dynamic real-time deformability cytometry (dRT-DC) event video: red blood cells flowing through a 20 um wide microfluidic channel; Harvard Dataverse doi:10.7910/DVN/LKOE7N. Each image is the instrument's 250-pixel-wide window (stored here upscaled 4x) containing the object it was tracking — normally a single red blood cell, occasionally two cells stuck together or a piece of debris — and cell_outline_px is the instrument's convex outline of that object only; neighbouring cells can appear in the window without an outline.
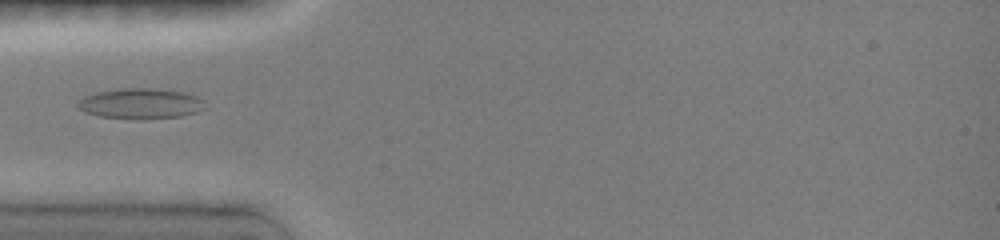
{"species": "common noctule bat (a hibernating species)", "species_latin": "Nyctalus noctula", "temperature_condition": "room temperature", "stored_images_in_passage": 9, "camera_frame_rate_fps": 3000, "um_per_image_px": 0.085, "animal": {"sex": "female", "body_mass_g": 19.0, "forearm_length_mm": 51.5}, "frame": {"image": 1, "passage_image": 1, "time_ms": 0.0, "image_size_px": [1000, 240], "cell_outline_px": [[208, 108], [196, 112], [180, 116], [96, 116], [84, 112], [76, 108], [76, 104], [84, 96], [96, 92], [128, 88], [148, 88], [180, 92], [196, 96], [204, 100]], "centroid_in_image_um": [11.94, 8.76], "position_along_channel_um": 73.1, "area_um2": 21.56}}
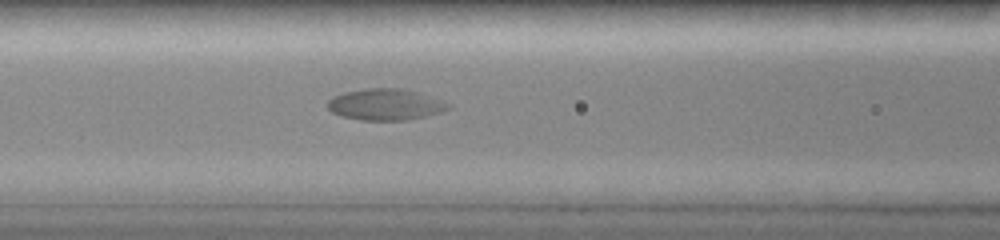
{"frame": {"image": 2, "passage_image": 4, "time_ms": 1.667, "image_size_px": [1000, 240], "cell_outline_px": [[452, 108], [440, 112], [408, 120], [360, 120], [340, 116], [332, 112], [328, 108], [328, 100], [336, 96], [348, 92], [372, 88], [404, 88], [452, 104]], "centroid_in_image_um": [32.78, 8.89], "position_along_channel_um": 133.8, "area_um2": 21.73}}
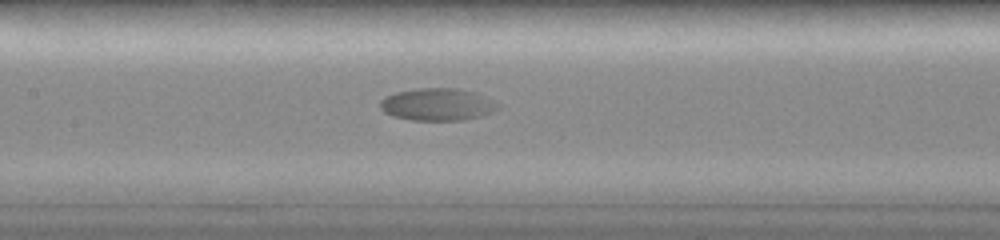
{"frame": {"image": 3, "passage_image": 6, "time_ms": 2.667, "image_size_px": [1000, 240], "cell_outline_px": [[500, 108], [484, 116], [464, 120], [412, 120], [392, 116], [384, 112], [380, 108], [380, 100], [396, 92], [420, 88], [456, 88], [472, 92], [492, 100], [500, 104]], "centroid_in_image_um": [37.19, 8.89], "position_along_channel_um": 170.2, "area_um2": 22.14}}